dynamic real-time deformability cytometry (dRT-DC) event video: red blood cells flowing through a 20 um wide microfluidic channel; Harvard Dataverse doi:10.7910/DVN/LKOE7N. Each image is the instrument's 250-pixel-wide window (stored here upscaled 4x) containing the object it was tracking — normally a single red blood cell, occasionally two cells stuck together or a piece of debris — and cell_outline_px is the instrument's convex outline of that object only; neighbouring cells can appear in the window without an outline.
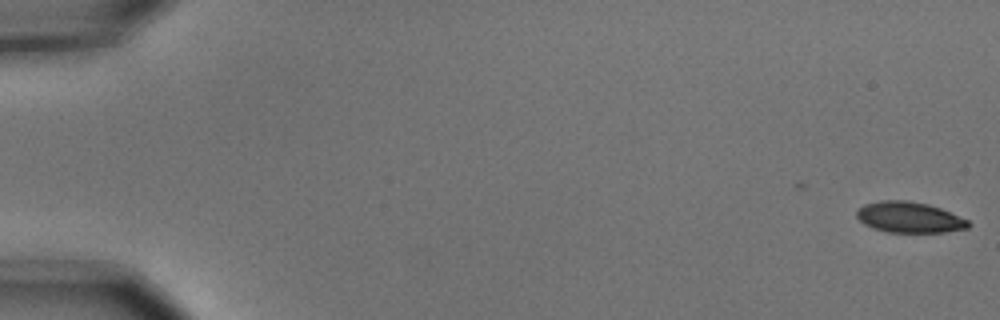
{"species": "common noctule bat (a hibernating species)", "species_latin": "Nyctalus noctula", "temperature_condition": "cold", "stored_images_in_passage": 5, "camera_frame_rate_fps": 3000, "um_per_image_px": 0.085, "animal": {"sex": "male", "body_mass_g": 15.6}, "frame": {"image": 1, "passage_image": 1, "time_ms": 0.0, "image_size_px": [1000, 320], "cell_outline_px": [[972, 224], [968, 228], [944, 232], [888, 232], [872, 228], [864, 224], [856, 216], [856, 212], [864, 204], [880, 200], [908, 200], [928, 204], [940, 208], [968, 220]], "centroid_in_image_um": [77.29, 18.47], "position_along_channel_um": 7.7, "area_um2": 20.06}}
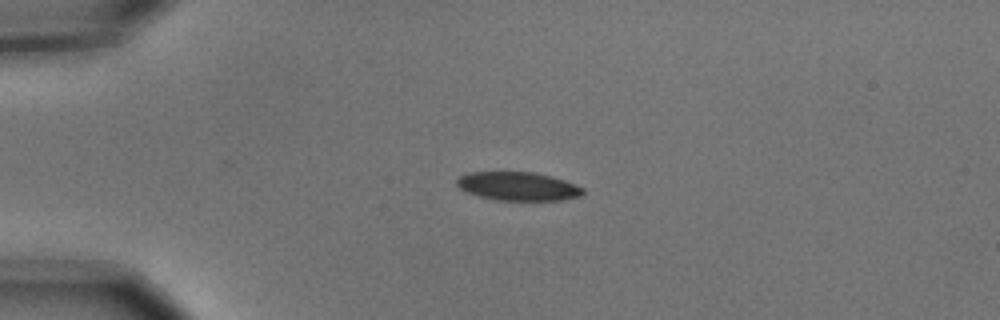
{"frame": {"image": 2, "passage_image": 4, "time_ms": 1.0, "image_size_px": [1000, 320], "cell_outline_px": [[584, 192], [580, 196], [560, 200], [496, 200], [480, 196], [468, 192], [460, 188], [456, 184], [456, 180], [464, 172], [532, 172], [552, 176], [564, 180], [584, 188]], "centroid_in_image_um": [44.02, 15.82], "position_along_channel_um": 41.0, "area_um2": 20.92}}